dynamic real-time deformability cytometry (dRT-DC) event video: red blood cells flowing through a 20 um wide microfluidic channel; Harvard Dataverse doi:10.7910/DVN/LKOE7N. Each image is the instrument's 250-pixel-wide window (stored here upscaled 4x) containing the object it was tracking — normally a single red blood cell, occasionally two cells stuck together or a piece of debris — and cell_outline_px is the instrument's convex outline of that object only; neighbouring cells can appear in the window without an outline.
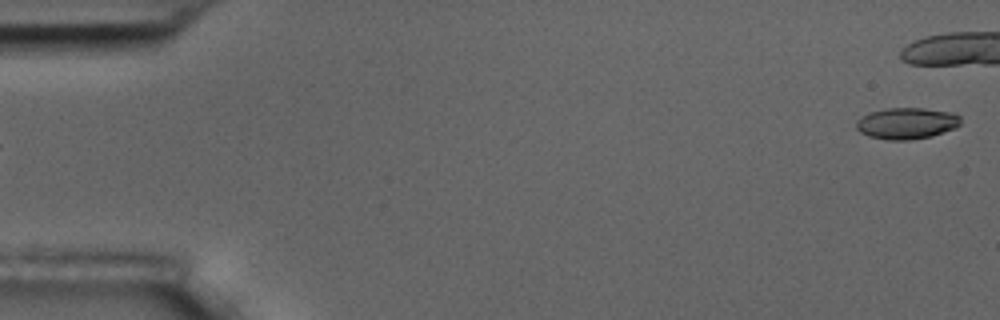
{"species": "common noctule bat (a hibernating species)", "species_latin": "Nyctalus noctula", "temperature_condition": "room temperature", "stored_images_in_passage": 5, "camera_frame_rate_fps": 3000, "um_per_image_px": 0.085, "animal": {"sex": "male", "body_mass_g": 17.5, "forearm_length_mm": 52.3}, "frame": {"image": 1, "passage_image": 5, "time_ms": 5.333, "image_size_px": [1000, 320], "cell_outline_px": [[960, 124], [956, 128], [932, 136], [908, 140], [888, 140], [868, 136], [860, 132], [856, 128], [856, 120], [868, 112], [884, 108], [924, 108], [952, 112], [960, 116]], "centroid_in_image_um": [77.05, 10.47], "position_along_channel_um": 7.9, "area_um2": 19.31}}